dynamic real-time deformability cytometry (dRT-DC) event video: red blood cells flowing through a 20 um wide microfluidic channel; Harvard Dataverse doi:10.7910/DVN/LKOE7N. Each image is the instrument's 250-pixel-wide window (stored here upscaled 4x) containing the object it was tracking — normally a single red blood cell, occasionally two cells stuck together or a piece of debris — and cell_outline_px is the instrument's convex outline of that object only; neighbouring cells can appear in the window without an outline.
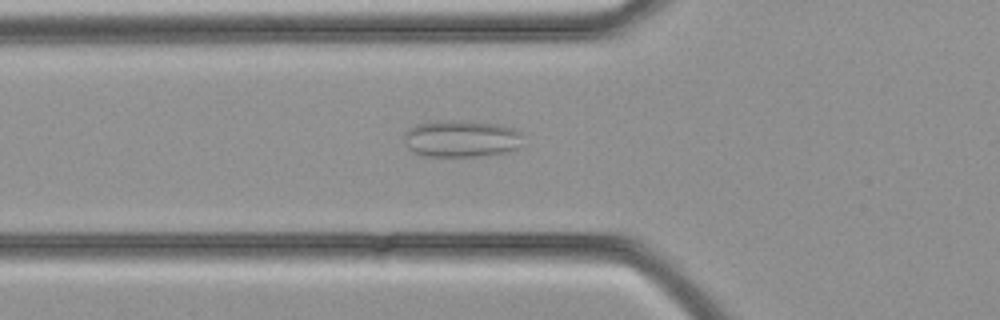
{"species": "common noctule bat (a hibernating species)", "species_latin": "Nyctalus noctula", "temperature_condition": "cold", "stored_images_in_passage": 27, "segment_of_instrument_passage": [1, 2], "camera_frame_rate_fps": 3000, "um_per_image_px": 0.085, "animal": {"sex": "female", "body_mass_g": 21.9}, "frame": {"image": 1, "passage_image": 2, "time_ms": 0.333, "image_size_px": [1000, 320], "cell_outline_px": [[520, 136], [516, 148], [508, 152], [484, 156], [424, 156], [412, 152], [404, 144], [404, 132], [408, 128], [416, 124], [440, 120], [464, 120], [496, 124], [516, 128], [520, 132]], "centroid_in_image_um": [39.14, 11.78], "position_along_channel_um": 86.7, "area_um2": 25.84}}
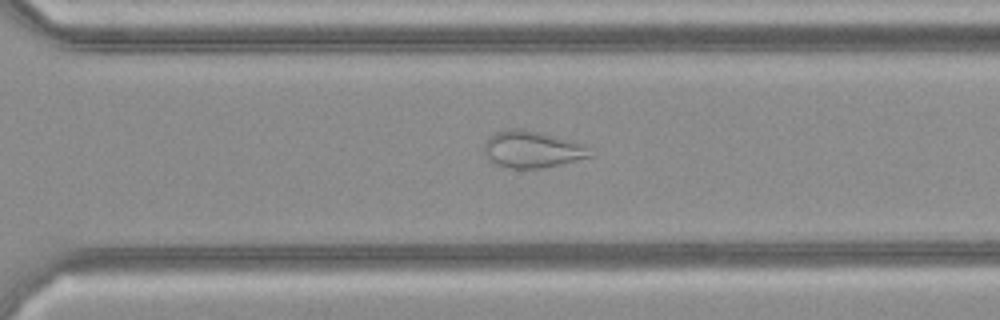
{"frame": {"image": 2, "passage_image": 15, "time_ms": 4.667, "image_size_px": [1000, 320], "cell_outline_px": [[596, 156], [544, 168], [512, 168], [496, 164], [488, 160], [484, 156], [484, 144], [488, 136], [496, 132], [508, 128], [520, 128], [540, 132], [572, 140], [584, 144]], "centroid_in_image_um": [45.24, 12.69], "position_along_channel_um": 325.4, "area_um2": 23.12}}
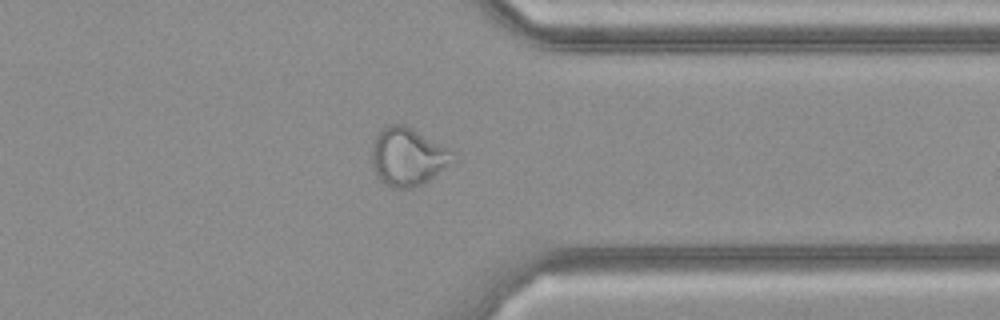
{"frame": {"image": 3, "passage_image": 18, "time_ms": 5.667, "image_size_px": [1000, 320], "cell_outline_px": [[456, 164], [428, 180], [412, 188], [396, 188], [380, 180], [372, 164], [372, 144], [376, 136], [388, 124], [404, 124], [412, 128], [456, 152]], "centroid_in_image_um": [34.74, 13.32], "position_along_channel_um": 376.7, "area_um2": 27.57}}